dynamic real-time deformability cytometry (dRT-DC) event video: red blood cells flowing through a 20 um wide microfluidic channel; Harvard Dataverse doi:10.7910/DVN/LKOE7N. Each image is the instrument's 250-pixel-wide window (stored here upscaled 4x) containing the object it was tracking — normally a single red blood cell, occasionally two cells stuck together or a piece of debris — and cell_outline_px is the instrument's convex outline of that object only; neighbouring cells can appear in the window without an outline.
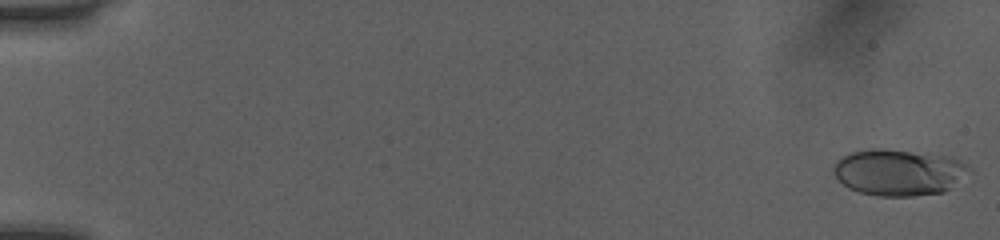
{"species": "human", "species_latin": "Homo sapiens", "temperature_condition": "room temperature", "stored_images_in_passage": 51, "camera_frame_rate_fps": 3000, "um_per_image_px": 0.085, "donor": {"sex": "female"}, "frame": {"image": 1, "passage_image": 1, "time_ms": 0.0, "image_size_px": [1000, 240], "cell_outline_px": [[972, 172], [944, 192], [912, 196], [876, 196], [860, 192], [848, 188], [832, 172], [832, 168], [836, 160], [840, 156], [848, 152], [868, 148], [884, 148], [952, 156], [972, 168]], "centroid_in_image_um": [76.38, 14.63], "position_along_channel_um": 8.6, "area_um2": 37.28}}
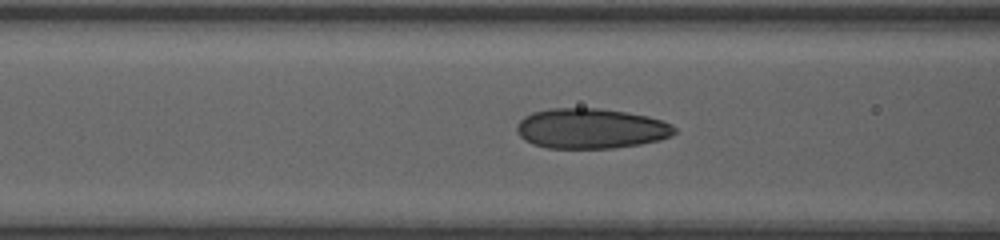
{"frame": {"image": 2, "passage_image": 22, "time_ms": 7.0, "image_size_px": [1000, 240], "cell_outline_px": [[676, 132], [660, 140], [640, 144], [612, 148], [548, 148], [532, 144], [524, 140], [516, 132], [516, 124], [524, 116], [532, 112], [548, 108], [596, 108], [628, 112], [648, 116], [672, 124], [676, 128]], "centroid_in_image_um": [50.19, 10.92], "position_along_channel_um": 116.4, "area_um2": 37.11}}
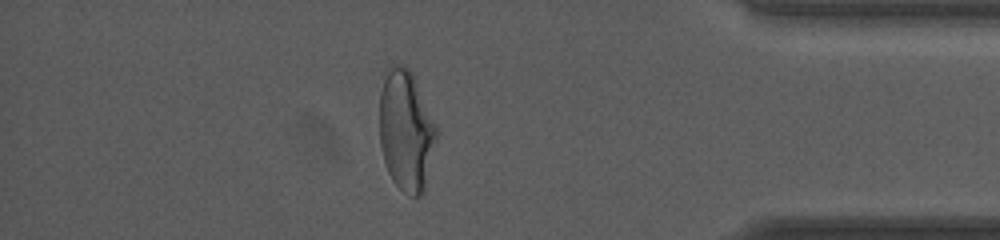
{"frame": {"image": 3, "passage_image": 45, "time_ms": 14.667, "image_size_px": [1000, 240], "cell_outline_px": [[436, 140], [424, 188], [420, 196], [408, 196], [392, 180], [388, 172], [384, 160], [380, 144], [380, 92], [384, 80], [392, 64], [400, 64], [408, 68], [412, 72], [436, 124]], "centroid_in_image_um": [34.51, 11.1], "position_along_channel_um": 400.7, "area_um2": 39.59}, "authors_computed_cell_mechanics": {"area_um2": 35.6626, "velocity_mm_per_s": 4.0795, "shape_relaxation_time_tau1_ms": 5.2969, "shape_relaxation_time_tau2_ms": 0.6428, "deformation_change_tau1": 0.1999, "deformation_change_tau2": 0.0705}}